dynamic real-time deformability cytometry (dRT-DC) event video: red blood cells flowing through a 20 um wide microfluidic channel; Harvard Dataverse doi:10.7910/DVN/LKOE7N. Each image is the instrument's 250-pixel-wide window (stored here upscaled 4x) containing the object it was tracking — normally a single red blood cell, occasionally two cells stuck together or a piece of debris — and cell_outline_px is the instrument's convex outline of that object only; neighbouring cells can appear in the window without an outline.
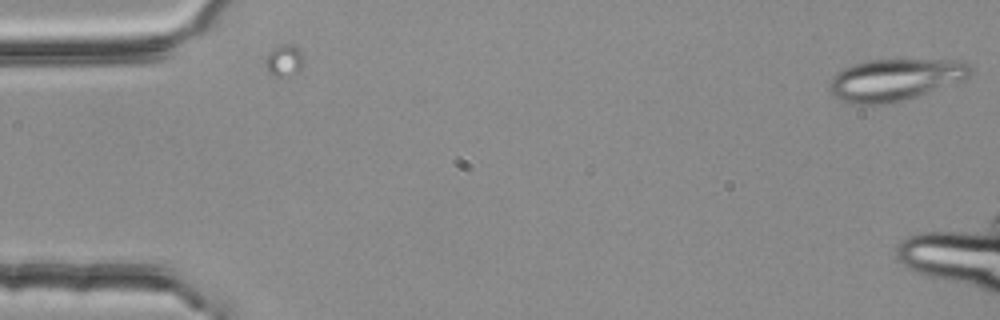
{"species": "common noctule bat (a hibernating species)", "species_latin": "Nyctalus noctula", "temperature_condition": "room temperature", "stored_images_in_passage": 2, "camera_frame_rate_fps": 3000, "um_per_image_px": 0.085, "animal": {"sex": "female", "body_mass_g": 25.1}, "frame": {"image": 1, "passage_image": 2, "time_ms": 0.333, "image_size_px": [1000, 320], "cell_outline_px": [[972, 72], [964, 80], [904, 100], [884, 104], [848, 104], [832, 96], [828, 92], [828, 84], [832, 76], [836, 72], [852, 64], [868, 60], [960, 60], [972, 64]], "centroid_in_image_um": [76.03, 6.78], "position_along_channel_um": 9.0, "area_um2": 34.74}}